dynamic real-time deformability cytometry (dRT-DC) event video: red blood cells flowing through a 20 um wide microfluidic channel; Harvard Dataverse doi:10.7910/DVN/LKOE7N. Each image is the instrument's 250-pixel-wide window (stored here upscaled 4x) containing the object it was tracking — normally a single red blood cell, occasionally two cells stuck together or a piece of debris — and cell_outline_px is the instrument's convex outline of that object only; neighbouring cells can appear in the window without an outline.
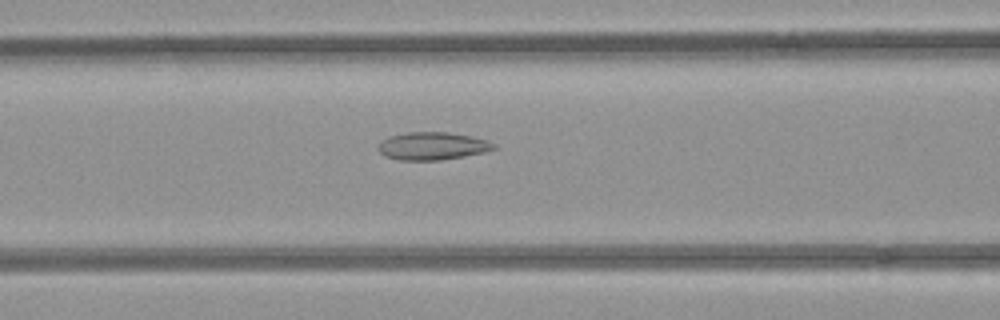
{"species": "common noctule bat (a hibernating species)", "species_latin": "Nyctalus noctula", "temperature_condition": "room temperature", "stored_images_in_passage": 8, "camera_frame_rate_fps": 3000, "um_per_image_px": 0.085, "animal": {"sex": "female", "body_mass_g": 21.9}, "frame": {"image": 1, "passage_image": 7, "time_ms": 2.0, "image_size_px": [1000, 320], "cell_outline_px": [[496, 148], [484, 152], [464, 156], [440, 160], [400, 160], [384, 156], [376, 148], [388, 136], [408, 132], [448, 132], [472, 136], [496, 144]], "centroid_in_image_um": [36.74, 12.41], "position_along_channel_um": 129.9, "area_um2": 18.61}}